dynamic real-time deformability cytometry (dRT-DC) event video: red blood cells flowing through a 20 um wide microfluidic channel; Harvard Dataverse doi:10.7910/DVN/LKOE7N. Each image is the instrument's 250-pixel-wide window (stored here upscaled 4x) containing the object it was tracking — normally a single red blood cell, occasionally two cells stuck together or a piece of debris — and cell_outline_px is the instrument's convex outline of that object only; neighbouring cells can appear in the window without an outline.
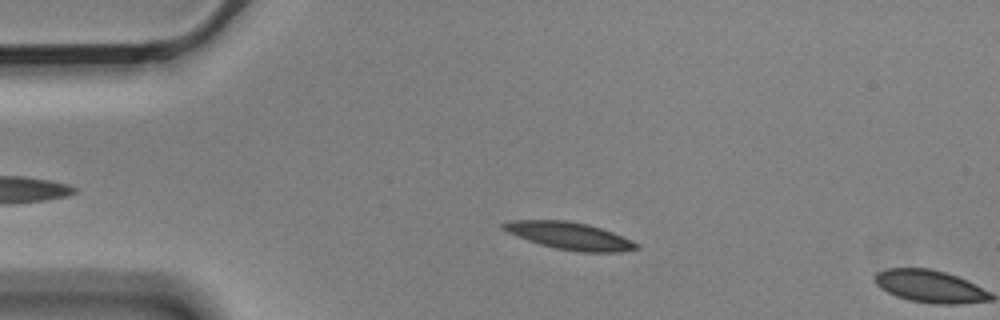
{"species": "Egyptian fruit bat (a non-hibernating species)", "species_latin": "Rousettus aegyptiacus", "temperature_condition": "cold", "stored_images_in_passage": 3, "camera_frame_rate_fps": 3000, "um_per_image_px": 0.085, "animal": {"sex": "male"}, "frame": {"image": 1, "passage_image": 2, "time_ms": 0.333, "image_size_px": [1000, 320], "cell_outline_px": [[640, 248], [620, 252], [580, 252], [556, 248], [540, 244], [516, 236], [500, 228], [500, 224], [508, 220], [568, 220], [588, 224], [612, 232], [632, 240], [640, 244]], "centroid_in_image_um": [48.4, 20.04], "position_along_channel_um": 36.6, "area_um2": 21.27}}